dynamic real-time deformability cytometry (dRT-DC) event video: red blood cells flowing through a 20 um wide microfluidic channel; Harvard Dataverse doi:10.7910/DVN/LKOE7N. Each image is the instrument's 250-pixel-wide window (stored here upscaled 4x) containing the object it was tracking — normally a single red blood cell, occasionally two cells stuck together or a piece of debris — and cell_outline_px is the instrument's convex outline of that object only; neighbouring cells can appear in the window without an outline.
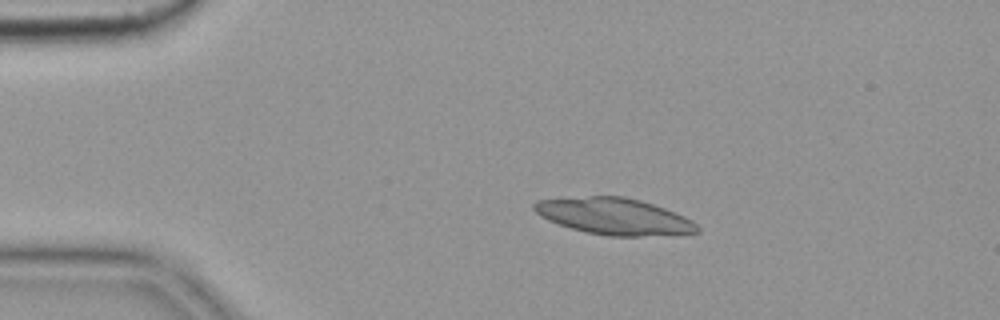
{"species": "common noctule bat (a hibernating species)", "species_latin": "Nyctalus noctula", "temperature_condition": "cold", "stored_images_in_passage": 6, "camera_frame_rate_fps": 3000, "um_per_image_px": 0.085, "animal": {"sex": "female", "body_mass_g": 19.9}, "frame": {"image": 1, "passage_image": 4, "time_ms": 1.0, "image_size_px": [1000, 320], "cell_outline_px": [[700, 232], [640, 236], [608, 236], [584, 232], [548, 220], [540, 216], [532, 208], [532, 204], [536, 200], [588, 196], [624, 196], [640, 200], [664, 208], [684, 216], [692, 220], [700, 228]], "centroid_in_image_um": [52.18, 18.38], "position_along_channel_um": 32.8, "area_um2": 34.56}}